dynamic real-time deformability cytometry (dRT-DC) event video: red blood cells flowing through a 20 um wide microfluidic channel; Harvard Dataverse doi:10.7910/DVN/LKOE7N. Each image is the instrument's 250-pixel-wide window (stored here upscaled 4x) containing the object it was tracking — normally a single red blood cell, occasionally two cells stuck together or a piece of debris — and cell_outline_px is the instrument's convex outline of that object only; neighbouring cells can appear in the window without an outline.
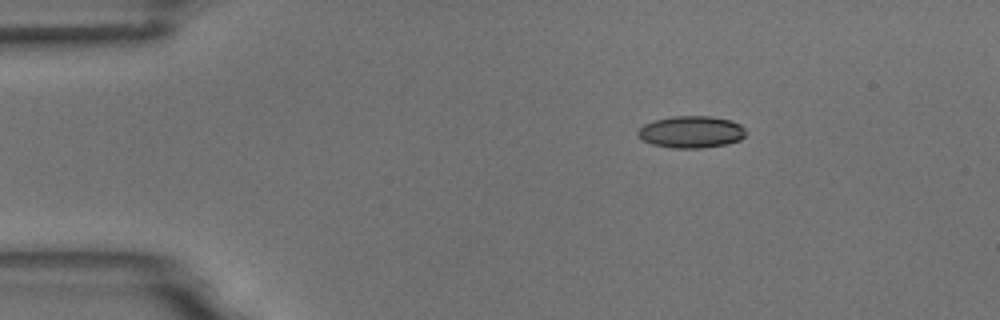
{"species": "common noctule bat (a hibernating species)", "species_latin": "Nyctalus noctula", "temperature_condition": "room temperature", "stored_images_in_passage": 4, "segment_of_instrument_passage": [1, 2], "camera_frame_rate_fps": 3000, "um_per_image_px": 0.085, "animal": {"sex": "male", "body_mass_g": 18.8}, "frame": {"image": 1, "passage_image": 1, "time_ms": 0.0, "image_size_px": [1000, 320], "cell_outline_px": [[748, 132], [740, 140], [724, 144], [704, 148], [672, 148], [652, 144], [644, 140], [636, 132], [644, 124], [656, 120], [672, 116], [712, 116], [728, 120], [740, 124]], "centroid_in_image_um": [58.77, 11.21], "position_along_channel_um": 26.2, "area_um2": 20.0}}